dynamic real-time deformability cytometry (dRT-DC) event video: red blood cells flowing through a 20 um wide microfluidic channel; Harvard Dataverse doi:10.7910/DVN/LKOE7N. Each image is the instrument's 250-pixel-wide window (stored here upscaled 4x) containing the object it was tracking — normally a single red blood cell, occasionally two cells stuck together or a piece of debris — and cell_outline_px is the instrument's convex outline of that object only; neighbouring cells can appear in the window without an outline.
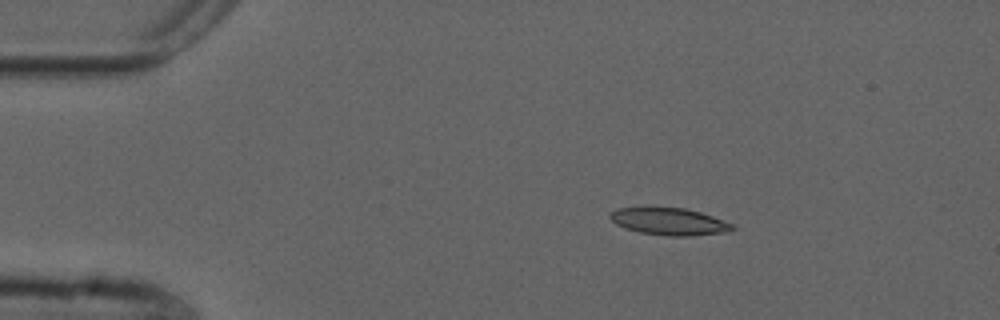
{"species": "common noctule bat (a hibernating species)", "species_latin": "Nyctalus noctula", "temperature_condition": "cold", "stored_images_in_passage": 46, "camera_frame_rate_fps": 3000, "um_per_image_px": 0.085, "animal": {"sex": "male", "forearm_length_mm": 52.5}, "frame": {"image": 1, "passage_image": 1, "time_ms": 0.0, "image_size_px": [1000, 320], "cell_outline_px": [[740, 228], [728, 232], [692, 236], [668, 236], [640, 232], [624, 228], [616, 224], [608, 216], [616, 208], [684, 208], [700, 212], [712, 216], [732, 224]], "centroid_in_image_um": [56.93, 18.85], "position_along_channel_um": 28.1, "area_um2": 19.31}}
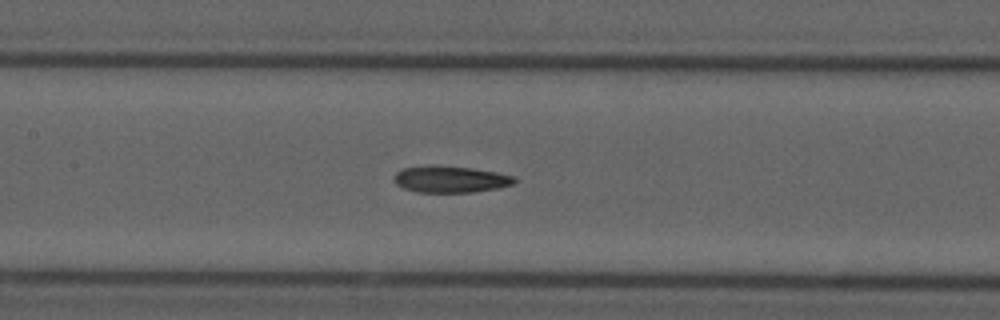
{"frame": {"image": 2, "passage_image": 17, "time_ms": 5.333, "image_size_px": [1000, 320], "cell_outline_px": [[516, 180], [512, 184], [496, 188], [472, 192], [416, 192], [404, 188], [396, 184], [396, 172], [404, 168], [432, 164], [472, 168], [496, 172], [516, 176]], "centroid_in_image_um": [38.29, 15.22], "position_along_channel_um": 169.1, "area_um2": 18.61}}
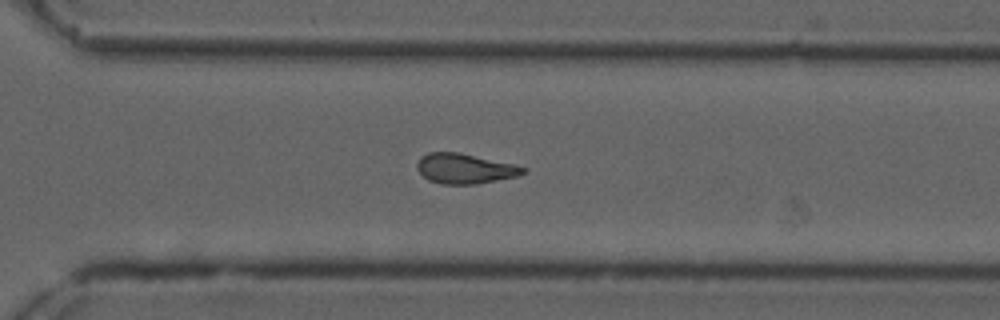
{"frame": {"image": 3, "passage_image": 30, "time_ms": 9.667, "image_size_px": [1000, 320], "cell_outline_px": [[528, 172], [516, 176], [476, 184], [440, 184], [428, 180], [416, 168], [416, 164], [420, 156], [428, 152], [460, 152], [516, 164], [528, 168]], "centroid_in_image_um": [39.52, 14.32], "position_along_channel_um": 331.1, "area_um2": 18.84}, "authors_computed_cell_mechanics": {"area_um2": 18.8717, "velocity_mm_per_s": 3.7507, "shape_relaxation_time_tau1_ms": null, "shape_relaxation_time_tau2_ms": 5.1032, "deformation_change_tau1": null, "deformation_change_tau2": 0.1349}}